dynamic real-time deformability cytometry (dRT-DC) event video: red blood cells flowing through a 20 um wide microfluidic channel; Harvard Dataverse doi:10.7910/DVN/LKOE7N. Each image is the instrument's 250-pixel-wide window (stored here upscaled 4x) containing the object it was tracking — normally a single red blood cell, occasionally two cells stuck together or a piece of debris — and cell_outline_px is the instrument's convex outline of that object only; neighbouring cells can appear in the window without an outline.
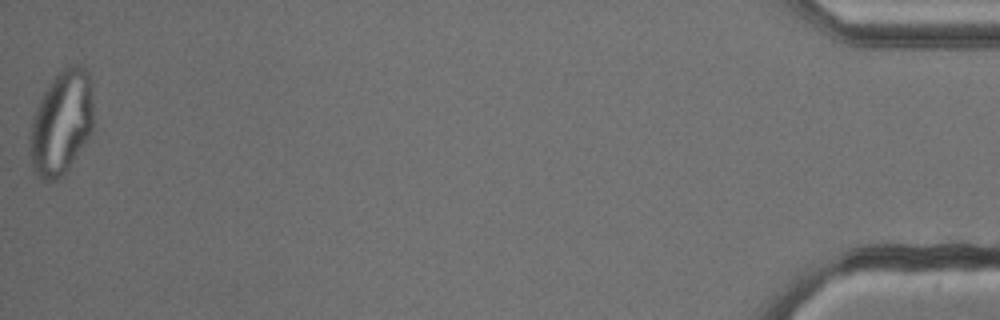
{"species": "common noctule bat (a hibernating species)", "species_latin": "Nyctalus noctula", "temperature_condition": "cold", "stored_images_in_passage": 53, "camera_frame_rate_fps": 3000, "um_per_image_px": 0.085, "animal": {"sex": "male", "body_mass_g": 13.3}, "frame": {"image": 1, "passage_image": 53, "time_ms": 17.333, "image_size_px": [1000, 320], "cell_outline_px": [[92, 132], [68, 168], [56, 180], [44, 180], [36, 176], [32, 172], [32, 116], [44, 92], [52, 80], [64, 68], [72, 64], [80, 64], [88, 72], [92, 96]], "centroid_in_image_um": [5.24, 10.42], "position_along_channel_um": 430.0, "area_um2": 37.74}}